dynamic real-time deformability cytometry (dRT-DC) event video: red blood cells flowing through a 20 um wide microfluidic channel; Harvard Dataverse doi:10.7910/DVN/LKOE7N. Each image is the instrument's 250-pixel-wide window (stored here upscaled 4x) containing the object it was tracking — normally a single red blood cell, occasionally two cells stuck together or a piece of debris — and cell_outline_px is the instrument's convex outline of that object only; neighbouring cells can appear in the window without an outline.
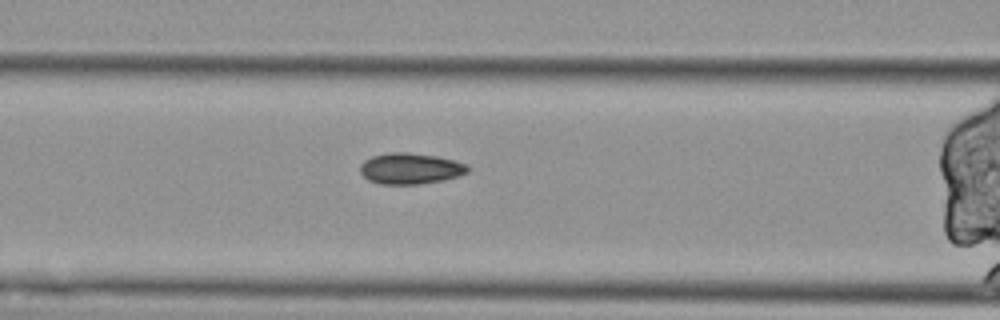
{"species": "Egyptian fruit bat (a non-hibernating species)", "species_latin": "Rousettus aegyptiacus", "temperature_condition": "cold", "stored_images_in_passage": 38, "segment_of_instrument_passage": [2, 2], "camera_frame_rate_fps": 3000, "um_per_image_px": 0.085, "animal": {"sex": "female"}, "frame": {"image": 1, "passage_image": 14, "time_ms": 4.333, "image_size_px": [1000, 320], "cell_outline_px": [[468, 172], [460, 176], [444, 180], [420, 184], [380, 184], [368, 180], [360, 172], [360, 164], [364, 160], [372, 156], [388, 152], [408, 152], [436, 156], [468, 164]], "centroid_in_image_um": [34.87, 14.32], "position_along_channel_um": 131.7, "area_um2": 19.59}}
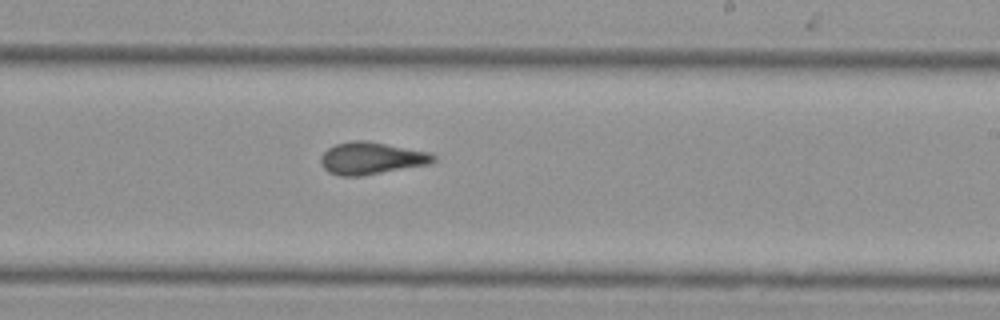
{"frame": {"image": 2, "passage_image": 25, "time_ms": 8.0, "image_size_px": [1000, 320], "cell_outline_px": [[436, 160], [432, 164], [360, 176], [340, 176], [328, 172], [320, 164], [320, 156], [328, 148], [336, 144], [352, 140], [368, 140], [432, 152], [436, 156]], "centroid_in_image_um": [31.6, 13.44], "position_along_channel_um": 257.4, "area_um2": 21.56}}
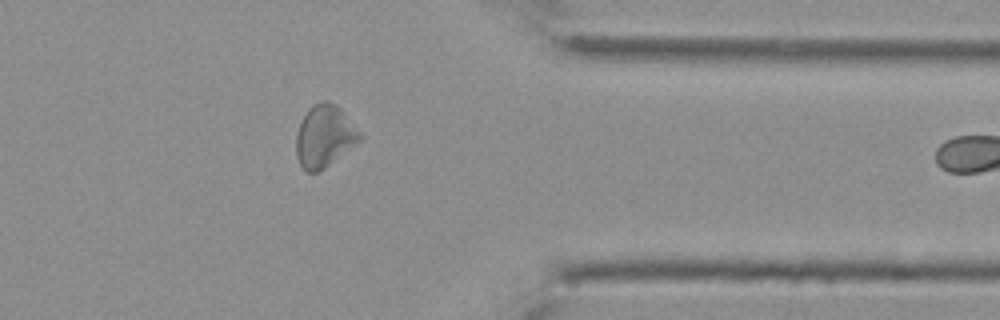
{"frame": {"image": 3, "passage_image": 37, "time_ms": 12.0, "image_size_px": [1000, 320], "cell_outline_px": [[364, 136], [360, 140], [324, 168], [316, 172], [308, 172], [300, 164], [296, 156], [296, 136], [300, 124], [308, 108], [312, 104], [320, 100], [328, 100], [336, 104], [340, 108]], "centroid_in_image_um": [27.57, 11.54], "position_along_channel_um": 383.8, "area_um2": 22.83}}